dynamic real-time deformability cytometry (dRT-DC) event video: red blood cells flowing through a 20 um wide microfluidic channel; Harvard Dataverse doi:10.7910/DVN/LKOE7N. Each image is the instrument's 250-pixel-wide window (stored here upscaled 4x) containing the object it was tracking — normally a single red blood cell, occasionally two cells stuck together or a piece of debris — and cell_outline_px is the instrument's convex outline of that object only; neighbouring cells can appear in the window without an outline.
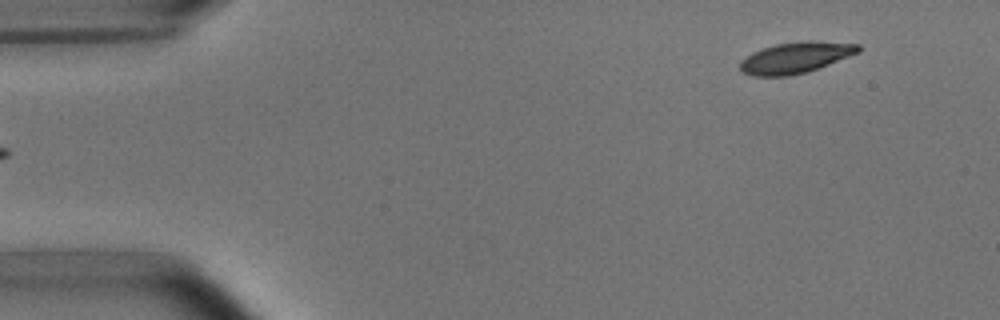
{"species": "common noctule bat (a hibernating species)", "species_latin": "Nyctalus noctula", "temperature_condition": "room temperature", "stored_images_in_passage": 3, "camera_frame_rate_fps": 3000, "um_per_image_px": 0.085, "animal": {"sex": "male", "body_mass_g": 15.6}, "frame": {"image": 1, "passage_image": 3, "time_ms": 2.333, "image_size_px": [1000, 320], "cell_outline_px": [[860, 52], [808, 72], [788, 76], [752, 76], [744, 72], [740, 68], [740, 60], [752, 52], [776, 44], [808, 40], [860, 44]], "centroid_in_image_um": [67.63, 4.9], "position_along_channel_um": 17.4, "area_um2": 21.39}}